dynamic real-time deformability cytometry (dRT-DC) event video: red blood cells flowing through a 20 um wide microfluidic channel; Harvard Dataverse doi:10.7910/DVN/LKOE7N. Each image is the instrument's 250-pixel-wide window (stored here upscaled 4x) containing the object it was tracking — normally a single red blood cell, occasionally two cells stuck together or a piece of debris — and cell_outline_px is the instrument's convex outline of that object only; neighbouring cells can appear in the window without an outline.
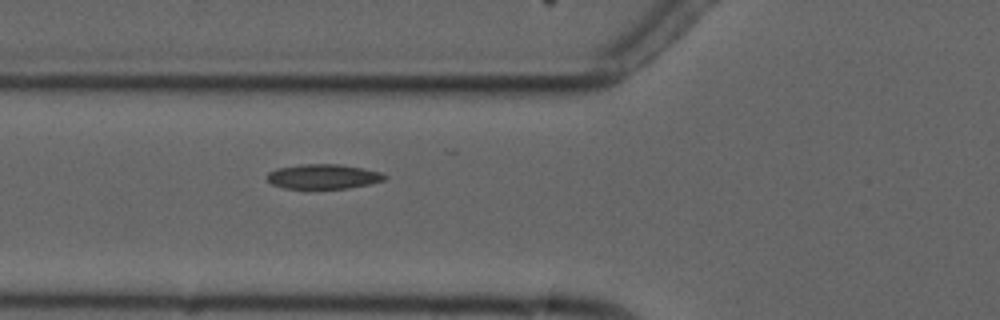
{"species": "common noctule bat (a hibernating species)", "species_latin": "Nyctalus noctula", "temperature_condition": "cold", "stored_images_in_passage": 2, "camera_frame_rate_fps": 3000, "um_per_image_px": 0.085, "animal": {"sex": "male", "forearm_length_mm": 52.5}, "frame": {"image": 1, "passage_image": 2, "time_ms": 1.0, "image_size_px": [1000, 320], "cell_outline_px": [[388, 176], [384, 180], [368, 184], [348, 188], [304, 192], [284, 188], [272, 184], [268, 180], [268, 172], [276, 168], [304, 164], [340, 164], [380, 172]], "centroid_in_image_um": [27.42, 15.06], "position_along_channel_um": 98.4, "area_um2": 17.63}}